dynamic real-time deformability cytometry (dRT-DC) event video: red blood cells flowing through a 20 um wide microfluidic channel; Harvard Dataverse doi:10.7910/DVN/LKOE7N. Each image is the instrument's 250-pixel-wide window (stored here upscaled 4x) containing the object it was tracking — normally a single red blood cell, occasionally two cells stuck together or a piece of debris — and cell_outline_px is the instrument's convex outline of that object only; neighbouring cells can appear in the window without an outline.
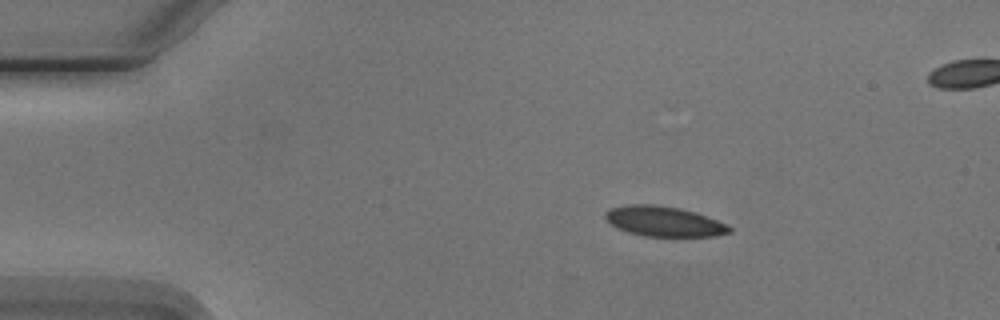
{"species": "Egyptian fruit bat (a non-hibernating species)", "species_latin": "Rousettus aegyptiacus", "temperature_condition": "cold", "stored_images_in_passage": 5, "camera_frame_rate_fps": 3000, "um_per_image_px": 0.085, "animal": {"sex": "male"}, "frame": {"image": 1, "passage_image": 2, "time_ms": 1.333, "image_size_px": [1000, 320], "cell_outline_px": [[732, 232], [716, 236], [644, 236], [628, 232], [616, 228], [608, 224], [604, 220], [604, 212], [612, 208], [628, 204], [652, 204], [680, 208], [728, 224], [732, 228]], "centroid_in_image_um": [56.38, 18.82], "position_along_channel_um": 28.6, "area_um2": 21.85}}